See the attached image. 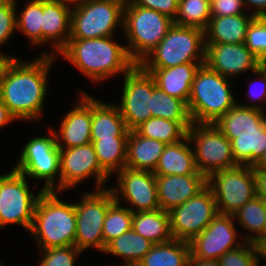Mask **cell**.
Segmentation results:
<instances>
[{
    "label": "cell",
    "instance_id": "6da1fadb",
    "mask_svg": "<svg viewBox=\"0 0 266 266\" xmlns=\"http://www.w3.org/2000/svg\"><path fill=\"white\" fill-rule=\"evenodd\" d=\"M56 56H38L33 61L16 58L0 87V98L11 115L25 121H39L46 100L48 78Z\"/></svg>",
    "mask_w": 266,
    "mask_h": 266
},
{
    "label": "cell",
    "instance_id": "7a4b0ae2",
    "mask_svg": "<svg viewBox=\"0 0 266 266\" xmlns=\"http://www.w3.org/2000/svg\"><path fill=\"white\" fill-rule=\"evenodd\" d=\"M114 37L69 39L58 52L92 82L105 81L119 73L126 74L137 63L129 56L126 45Z\"/></svg>",
    "mask_w": 266,
    "mask_h": 266
},
{
    "label": "cell",
    "instance_id": "3957f363",
    "mask_svg": "<svg viewBox=\"0 0 266 266\" xmlns=\"http://www.w3.org/2000/svg\"><path fill=\"white\" fill-rule=\"evenodd\" d=\"M57 191L40 195L29 233L38 242L39 250L74 246L76 236L75 203L59 199Z\"/></svg>",
    "mask_w": 266,
    "mask_h": 266
},
{
    "label": "cell",
    "instance_id": "277c9868",
    "mask_svg": "<svg viewBox=\"0 0 266 266\" xmlns=\"http://www.w3.org/2000/svg\"><path fill=\"white\" fill-rule=\"evenodd\" d=\"M229 82L206 64L200 65L187 103L193 123H215L238 103Z\"/></svg>",
    "mask_w": 266,
    "mask_h": 266
},
{
    "label": "cell",
    "instance_id": "5b68a950",
    "mask_svg": "<svg viewBox=\"0 0 266 266\" xmlns=\"http://www.w3.org/2000/svg\"><path fill=\"white\" fill-rule=\"evenodd\" d=\"M205 31L173 24L162 41L138 63L141 68H169L205 63Z\"/></svg>",
    "mask_w": 266,
    "mask_h": 266
},
{
    "label": "cell",
    "instance_id": "8992f818",
    "mask_svg": "<svg viewBox=\"0 0 266 266\" xmlns=\"http://www.w3.org/2000/svg\"><path fill=\"white\" fill-rule=\"evenodd\" d=\"M173 20L158 11L124 6L123 32L129 56L138 64L166 36Z\"/></svg>",
    "mask_w": 266,
    "mask_h": 266
},
{
    "label": "cell",
    "instance_id": "52a82bcc",
    "mask_svg": "<svg viewBox=\"0 0 266 266\" xmlns=\"http://www.w3.org/2000/svg\"><path fill=\"white\" fill-rule=\"evenodd\" d=\"M48 133L50 136L33 137L23 146L20 159L13 169L26 177L43 179V190H57L60 193V149L54 130L49 128Z\"/></svg>",
    "mask_w": 266,
    "mask_h": 266
},
{
    "label": "cell",
    "instance_id": "ba28073f",
    "mask_svg": "<svg viewBox=\"0 0 266 266\" xmlns=\"http://www.w3.org/2000/svg\"><path fill=\"white\" fill-rule=\"evenodd\" d=\"M124 5L112 0H83L71 9L70 39L114 36L118 26L123 31ZM120 24V25H119Z\"/></svg>",
    "mask_w": 266,
    "mask_h": 266
},
{
    "label": "cell",
    "instance_id": "9c48e42d",
    "mask_svg": "<svg viewBox=\"0 0 266 266\" xmlns=\"http://www.w3.org/2000/svg\"><path fill=\"white\" fill-rule=\"evenodd\" d=\"M115 201L112 190L108 188L85 192L75 203L76 236L74 245L82 252L93 247L104 252L103 224L108 207Z\"/></svg>",
    "mask_w": 266,
    "mask_h": 266
},
{
    "label": "cell",
    "instance_id": "30bf717a",
    "mask_svg": "<svg viewBox=\"0 0 266 266\" xmlns=\"http://www.w3.org/2000/svg\"><path fill=\"white\" fill-rule=\"evenodd\" d=\"M195 164L200 173L208 178L212 173L232 168L234 160L230 140L214 123H193L187 131Z\"/></svg>",
    "mask_w": 266,
    "mask_h": 266
},
{
    "label": "cell",
    "instance_id": "8fae6325",
    "mask_svg": "<svg viewBox=\"0 0 266 266\" xmlns=\"http://www.w3.org/2000/svg\"><path fill=\"white\" fill-rule=\"evenodd\" d=\"M207 186L215 197L218 213L234 215L244 204L256 196V183L252 166L237 165L212 173Z\"/></svg>",
    "mask_w": 266,
    "mask_h": 266
},
{
    "label": "cell",
    "instance_id": "7c38bea8",
    "mask_svg": "<svg viewBox=\"0 0 266 266\" xmlns=\"http://www.w3.org/2000/svg\"><path fill=\"white\" fill-rule=\"evenodd\" d=\"M27 180L14 169L0 175V230L9 224L30 230L37 201L44 190L32 194Z\"/></svg>",
    "mask_w": 266,
    "mask_h": 266
},
{
    "label": "cell",
    "instance_id": "4fadbf2b",
    "mask_svg": "<svg viewBox=\"0 0 266 266\" xmlns=\"http://www.w3.org/2000/svg\"><path fill=\"white\" fill-rule=\"evenodd\" d=\"M173 239L190 242L199 235L218 214L215 197L206 186L184 204L168 211Z\"/></svg>",
    "mask_w": 266,
    "mask_h": 266
},
{
    "label": "cell",
    "instance_id": "5bb4252c",
    "mask_svg": "<svg viewBox=\"0 0 266 266\" xmlns=\"http://www.w3.org/2000/svg\"><path fill=\"white\" fill-rule=\"evenodd\" d=\"M123 80L121 103L117 106L131 131L152 117L153 77L136 64Z\"/></svg>",
    "mask_w": 266,
    "mask_h": 266
},
{
    "label": "cell",
    "instance_id": "9a60e30c",
    "mask_svg": "<svg viewBox=\"0 0 266 266\" xmlns=\"http://www.w3.org/2000/svg\"><path fill=\"white\" fill-rule=\"evenodd\" d=\"M233 222V215L218 213L210 224L189 242L191 256L197 259L215 260L242 245L243 236L241 234L239 236V230Z\"/></svg>",
    "mask_w": 266,
    "mask_h": 266
},
{
    "label": "cell",
    "instance_id": "2e32d148",
    "mask_svg": "<svg viewBox=\"0 0 266 266\" xmlns=\"http://www.w3.org/2000/svg\"><path fill=\"white\" fill-rule=\"evenodd\" d=\"M90 177L96 178V190L104 189L103 185L110 176L101 168L92 143L60 149V191L76 186ZM109 177V178H108Z\"/></svg>",
    "mask_w": 266,
    "mask_h": 266
},
{
    "label": "cell",
    "instance_id": "e0dca14e",
    "mask_svg": "<svg viewBox=\"0 0 266 266\" xmlns=\"http://www.w3.org/2000/svg\"><path fill=\"white\" fill-rule=\"evenodd\" d=\"M118 185L109 188L115 200L128 202L133 213L161 209L158 203L155 174L151 171L123 168L117 172ZM120 197V198H119Z\"/></svg>",
    "mask_w": 266,
    "mask_h": 266
},
{
    "label": "cell",
    "instance_id": "ac0fdd59",
    "mask_svg": "<svg viewBox=\"0 0 266 266\" xmlns=\"http://www.w3.org/2000/svg\"><path fill=\"white\" fill-rule=\"evenodd\" d=\"M205 46V64L229 79L248 71L254 73L261 66L245 43H205Z\"/></svg>",
    "mask_w": 266,
    "mask_h": 266
},
{
    "label": "cell",
    "instance_id": "d6986e66",
    "mask_svg": "<svg viewBox=\"0 0 266 266\" xmlns=\"http://www.w3.org/2000/svg\"><path fill=\"white\" fill-rule=\"evenodd\" d=\"M80 93L79 101L62 119L59 132L54 131L59 149L91 143L92 96Z\"/></svg>",
    "mask_w": 266,
    "mask_h": 266
},
{
    "label": "cell",
    "instance_id": "ffe728a7",
    "mask_svg": "<svg viewBox=\"0 0 266 266\" xmlns=\"http://www.w3.org/2000/svg\"><path fill=\"white\" fill-rule=\"evenodd\" d=\"M158 203L162 210L184 204L207 186L203 174L190 175H155Z\"/></svg>",
    "mask_w": 266,
    "mask_h": 266
},
{
    "label": "cell",
    "instance_id": "44dd1931",
    "mask_svg": "<svg viewBox=\"0 0 266 266\" xmlns=\"http://www.w3.org/2000/svg\"><path fill=\"white\" fill-rule=\"evenodd\" d=\"M42 43L54 41L50 53L44 55L57 56L67 44L71 34V8L63 4L43 0ZM54 50V51H53ZM55 52V53H54Z\"/></svg>",
    "mask_w": 266,
    "mask_h": 266
},
{
    "label": "cell",
    "instance_id": "7402d4cb",
    "mask_svg": "<svg viewBox=\"0 0 266 266\" xmlns=\"http://www.w3.org/2000/svg\"><path fill=\"white\" fill-rule=\"evenodd\" d=\"M203 64L205 63H184L169 68L142 69L150 73L159 89L188 103L194 76Z\"/></svg>",
    "mask_w": 266,
    "mask_h": 266
},
{
    "label": "cell",
    "instance_id": "603a6c76",
    "mask_svg": "<svg viewBox=\"0 0 266 266\" xmlns=\"http://www.w3.org/2000/svg\"><path fill=\"white\" fill-rule=\"evenodd\" d=\"M166 144L131 130L127 139L126 165L132 170L154 172Z\"/></svg>",
    "mask_w": 266,
    "mask_h": 266
},
{
    "label": "cell",
    "instance_id": "cb8c5ba5",
    "mask_svg": "<svg viewBox=\"0 0 266 266\" xmlns=\"http://www.w3.org/2000/svg\"><path fill=\"white\" fill-rule=\"evenodd\" d=\"M262 104L237 103L214 124L222 133L258 132L266 123Z\"/></svg>",
    "mask_w": 266,
    "mask_h": 266
},
{
    "label": "cell",
    "instance_id": "d4e9b609",
    "mask_svg": "<svg viewBox=\"0 0 266 266\" xmlns=\"http://www.w3.org/2000/svg\"><path fill=\"white\" fill-rule=\"evenodd\" d=\"M129 133L116 104L110 105L92 97L91 139L128 137Z\"/></svg>",
    "mask_w": 266,
    "mask_h": 266
},
{
    "label": "cell",
    "instance_id": "484cf974",
    "mask_svg": "<svg viewBox=\"0 0 266 266\" xmlns=\"http://www.w3.org/2000/svg\"><path fill=\"white\" fill-rule=\"evenodd\" d=\"M248 14L212 16L205 30V43H245L247 28L255 18Z\"/></svg>",
    "mask_w": 266,
    "mask_h": 266
},
{
    "label": "cell",
    "instance_id": "4316f807",
    "mask_svg": "<svg viewBox=\"0 0 266 266\" xmlns=\"http://www.w3.org/2000/svg\"><path fill=\"white\" fill-rule=\"evenodd\" d=\"M186 136L173 144H166L158 161L155 175H190L202 174L198 171L192 148Z\"/></svg>",
    "mask_w": 266,
    "mask_h": 266
},
{
    "label": "cell",
    "instance_id": "83f0119b",
    "mask_svg": "<svg viewBox=\"0 0 266 266\" xmlns=\"http://www.w3.org/2000/svg\"><path fill=\"white\" fill-rule=\"evenodd\" d=\"M223 134L231 142L234 160L238 165L253 166L266 150V123L258 132Z\"/></svg>",
    "mask_w": 266,
    "mask_h": 266
},
{
    "label": "cell",
    "instance_id": "f1b7e54d",
    "mask_svg": "<svg viewBox=\"0 0 266 266\" xmlns=\"http://www.w3.org/2000/svg\"><path fill=\"white\" fill-rule=\"evenodd\" d=\"M132 229L153 244L173 239L169 213L162 209L133 213Z\"/></svg>",
    "mask_w": 266,
    "mask_h": 266
},
{
    "label": "cell",
    "instance_id": "f546056e",
    "mask_svg": "<svg viewBox=\"0 0 266 266\" xmlns=\"http://www.w3.org/2000/svg\"><path fill=\"white\" fill-rule=\"evenodd\" d=\"M190 255L189 242L172 239L154 244L136 266H187Z\"/></svg>",
    "mask_w": 266,
    "mask_h": 266
},
{
    "label": "cell",
    "instance_id": "4dcf8cb0",
    "mask_svg": "<svg viewBox=\"0 0 266 266\" xmlns=\"http://www.w3.org/2000/svg\"><path fill=\"white\" fill-rule=\"evenodd\" d=\"M153 245L148 239L131 229L110 241L104 253L121 257L125 266H136Z\"/></svg>",
    "mask_w": 266,
    "mask_h": 266
},
{
    "label": "cell",
    "instance_id": "1f68e13d",
    "mask_svg": "<svg viewBox=\"0 0 266 266\" xmlns=\"http://www.w3.org/2000/svg\"><path fill=\"white\" fill-rule=\"evenodd\" d=\"M127 139L128 137L91 139L98 163L109 176L125 168Z\"/></svg>",
    "mask_w": 266,
    "mask_h": 266
},
{
    "label": "cell",
    "instance_id": "d6a6232c",
    "mask_svg": "<svg viewBox=\"0 0 266 266\" xmlns=\"http://www.w3.org/2000/svg\"><path fill=\"white\" fill-rule=\"evenodd\" d=\"M151 113L152 117H161L180 122L187 130L193 124L187 103L159 89L155 84L154 78Z\"/></svg>",
    "mask_w": 266,
    "mask_h": 266
},
{
    "label": "cell",
    "instance_id": "836d02e7",
    "mask_svg": "<svg viewBox=\"0 0 266 266\" xmlns=\"http://www.w3.org/2000/svg\"><path fill=\"white\" fill-rule=\"evenodd\" d=\"M140 135L173 144L187 136V129L180 123L161 117H151L135 129Z\"/></svg>",
    "mask_w": 266,
    "mask_h": 266
},
{
    "label": "cell",
    "instance_id": "e575fe53",
    "mask_svg": "<svg viewBox=\"0 0 266 266\" xmlns=\"http://www.w3.org/2000/svg\"><path fill=\"white\" fill-rule=\"evenodd\" d=\"M239 225L249 232L244 241L250 242L257 235L264 233L266 224V203L258 196L249 200L233 215ZM252 232V233H251Z\"/></svg>",
    "mask_w": 266,
    "mask_h": 266
},
{
    "label": "cell",
    "instance_id": "d590c367",
    "mask_svg": "<svg viewBox=\"0 0 266 266\" xmlns=\"http://www.w3.org/2000/svg\"><path fill=\"white\" fill-rule=\"evenodd\" d=\"M211 18L210 0H179L174 24L206 30Z\"/></svg>",
    "mask_w": 266,
    "mask_h": 266
},
{
    "label": "cell",
    "instance_id": "8d00e7d4",
    "mask_svg": "<svg viewBox=\"0 0 266 266\" xmlns=\"http://www.w3.org/2000/svg\"><path fill=\"white\" fill-rule=\"evenodd\" d=\"M43 0H28L21 14L16 15L17 31L28 37L31 44H42Z\"/></svg>",
    "mask_w": 266,
    "mask_h": 266
},
{
    "label": "cell",
    "instance_id": "74e56055",
    "mask_svg": "<svg viewBox=\"0 0 266 266\" xmlns=\"http://www.w3.org/2000/svg\"><path fill=\"white\" fill-rule=\"evenodd\" d=\"M133 212L116 200L108 207L103 224V241L107 245L114 238L132 229Z\"/></svg>",
    "mask_w": 266,
    "mask_h": 266
},
{
    "label": "cell",
    "instance_id": "f35d334b",
    "mask_svg": "<svg viewBox=\"0 0 266 266\" xmlns=\"http://www.w3.org/2000/svg\"><path fill=\"white\" fill-rule=\"evenodd\" d=\"M246 47L260 60L266 59V19L255 17L247 28Z\"/></svg>",
    "mask_w": 266,
    "mask_h": 266
},
{
    "label": "cell",
    "instance_id": "ab89813d",
    "mask_svg": "<svg viewBox=\"0 0 266 266\" xmlns=\"http://www.w3.org/2000/svg\"><path fill=\"white\" fill-rule=\"evenodd\" d=\"M39 266H75V260L82 253L75 245L40 250Z\"/></svg>",
    "mask_w": 266,
    "mask_h": 266
},
{
    "label": "cell",
    "instance_id": "60d3db41",
    "mask_svg": "<svg viewBox=\"0 0 266 266\" xmlns=\"http://www.w3.org/2000/svg\"><path fill=\"white\" fill-rule=\"evenodd\" d=\"M220 266H258L251 242L244 241L239 247L224 253L219 259Z\"/></svg>",
    "mask_w": 266,
    "mask_h": 266
},
{
    "label": "cell",
    "instance_id": "b9f144b4",
    "mask_svg": "<svg viewBox=\"0 0 266 266\" xmlns=\"http://www.w3.org/2000/svg\"><path fill=\"white\" fill-rule=\"evenodd\" d=\"M17 4V0H13L10 4L0 7V47L8 42L17 30Z\"/></svg>",
    "mask_w": 266,
    "mask_h": 266
},
{
    "label": "cell",
    "instance_id": "7bdbcfd3",
    "mask_svg": "<svg viewBox=\"0 0 266 266\" xmlns=\"http://www.w3.org/2000/svg\"><path fill=\"white\" fill-rule=\"evenodd\" d=\"M132 3L158 11L174 20L178 11L179 0H132Z\"/></svg>",
    "mask_w": 266,
    "mask_h": 266
},
{
    "label": "cell",
    "instance_id": "ee69618b",
    "mask_svg": "<svg viewBox=\"0 0 266 266\" xmlns=\"http://www.w3.org/2000/svg\"><path fill=\"white\" fill-rule=\"evenodd\" d=\"M212 16H230L245 14L243 0H210ZM244 8V10H243Z\"/></svg>",
    "mask_w": 266,
    "mask_h": 266
},
{
    "label": "cell",
    "instance_id": "f6af8a7d",
    "mask_svg": "<svg viewBox=\"0 0 266 266\" xmlns=\"http://www.w3.org/2000/svg\"><path fill=\"white\" fill-rule=\"evenodd\" d=\"M254 74H256L255 76H257V78H255V80L254 81H252L251 80V84L253 85V83L252 82H255V81H257L258 79H259V81L261 82H259L260 83V89H258V88H256V89H258L257 91L256 90H254L253 88L252 89H249V91L250 90H253V91H255V92H253V91H251V92H249L248 91V95H247V97L248 98H250V99H253L254 100V102L257 100H265L266 99V72L264 71V69L260 66L255 72H254ZM251 88V87H250ZM266 101V100H265ZM265 104H266V102H264Z\"/></svg>",
    "mask_w": 266,
    "mask_h": 266
},
{
    "label": "cell",
    "instance_id": "bcb514c9",
    "mask_svg": "<svg viewBox=\"0 0 266 266\" xmlns=\"http://www.w3.org/2000/svg\"><path fill=\"white\" fill-rule=\"evenodd\" d=\"M256 183V196L266 203V169L253 168Z\"/></svg>",
    "mask_w": 266,
    "mask_h": 266
},
{
    "label": "cell",
    "instance_id": "7dc6e473",
    "mask_svg": "<svg viewBox=\"0 0 266 266\" xmlns=\"http://www.w3.org/2000/svg\"><path fill=\"white\" fill-rule=\"evenodd\" d=\"M253 250L255 253V256L258 260V263L260 265V258H264V261L266 260V233H262L257 235L253 240L250 241ZM266 263V261H265Z\"/></svg>",
    "mask_w": 266,
    "mask_h": 266
},
{
    "label": "cell",
    "instance_id": "c3c4849f",
    "mask_svg": "<svg viewBox=\"0 0 266 266\" xmlns=\"http://www.w3.org/2000/svg\"><path fill=\"white\" fill-rule=\"evenodd\" d=\"M243 3L246 9L249 6H252L253 10L255 9L252 12L254 17H264L266 15V0H243Z\"/></svg>",
    "mask_w": 266,
    "mask_h": 266
},
{
    "label": "cell",
    "instance_id": "681fc988",
    "mask_svg": "<svg viewBox=\"0 0 266 266\" xmlns=\"http://www.w3.org/2000/svg\"><path fill=\"white\" fill-rule=\"evenodd\" d=\"M15 59H16L15 57L10 56L9 54L5 55L4 53L0 52V87L8 68L15 61Z\"/></svg>",
    "mask_w": 266,
    "mask_h": 266
},
{
    "label": "cell",
    "instance_id": "f907efd6",
    "mask_svg": "<svg viewBox=\"0 0 266 266\" xmlns=\"http://www.w3.org/2000/svg\"><path fill=\"white\" fill-rule=\"evenodd\" d=\"M15 120L16 119L9 112L8 107L2 102L0 98V128L7 126L6 124H10Z\"/></svg>",
    "mask_w": 266,
    "mask_h": 266
},
{
    "label": "cell",
    "instance_id": "816d5d0a",
    "mask_svg": "<svg viewBox=\"0 0 266 266\" xmlns=\"http://www.w3.org/2000/svg\"><path fill=\"white\" fill-rule=\"evenodd\" d=\"M187 266H220L219 260H203L197 259L190 255Z\"/></svg>",
    "mask_w": 266,
    "mask_h": 266
},
{
    "label": "cell",
    "instance_id": "f5cc1de1",
    "mask_svg": "<svg viewBox=\"0 0 266 266\" xmlns=\"http://www.w3.org/2000/svg\"><path fill=\"white\" fill-rule=\"evenodd\" d=\"M53 3L63 4L72 8L77 7L83 0H46Z\"/></svg>",
    "mask_w": 266,
    "mask_h": 266
},
{
    "label": "cell",
    "instance_id": "db71d44e",
    "mask_svg": "<svg viewBox=\"0 0 266 266\" xmlns=\"http://www.w3.org/2000/svg\"><path fill=\"white\" fill-rule=\"evenodd\" d=\"M252 168L266 169V150L260 159L252 166Z\"/></svg>",
    "mask_w": 266,
    "mask_h": 266
},
{
    "label": "cell",
    "instance_id": "11a10c76",
    "mask_svg": "<svg viewBox=\"0 0 266 266\" xmlns=\"http://www.w3.org/2000/svg\"><path fill=\"white\" fill-rule=\"evenodd\" d=\"M112 1L118 2L124 6H126L132 2V0H112Z\"/></svg>",
    "mask_w": 266,
    "mask_h": 266
},
{
    "label": "cell",
    "instance_id": "9f6ffc18",
    "mask_svg": "<svg viewBox=\"0 0 266 266\" xmlns=\"http://www.w3.org/2000/svg\"><path fill=\"white\" fill-rule=\"evenodd\" d=\"M13 0H0V7H3L5 5H8L12 2Z\"/></svg>",
    "mask_w": 266,
    "mask_h": 266
},
{
    "label": "cell",
    "instance_id": "6f0895ef",
    "mask_svg": "<svg viewBox=\"0 0 266 266\" xmlns=\"http://www.w3.org/2000/svg\"><path fill=\"white\" fill-rule=\"evenodd\" d=\"M261 67L264 69V71L266 72V59H264L263 61H261Z\"/></svg>",
    "mask_w": 266,
    "mask_h": 266
}]
</instances>
